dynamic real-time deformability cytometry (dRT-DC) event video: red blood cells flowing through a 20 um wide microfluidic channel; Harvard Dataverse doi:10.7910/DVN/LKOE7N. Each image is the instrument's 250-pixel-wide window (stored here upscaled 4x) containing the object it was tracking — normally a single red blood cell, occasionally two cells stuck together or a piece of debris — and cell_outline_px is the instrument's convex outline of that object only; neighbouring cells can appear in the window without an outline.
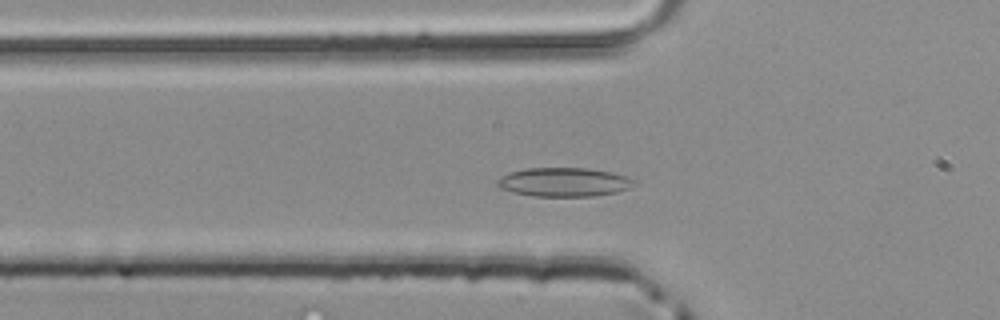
{"species": "common noctule bat (a hibernating species)", "species_latin": "Nyctalus noctula", "temperature_condition": "room temperature", "stored_images_in_passage": 35, "segment_of_instrument_passage": [1, 2], "camera_frame_rate_fps": 3000, "um_per_image_px": 0.085, "animal": {"sex": "male", "body_mass_g": 20.4}, "frame": {"image": 1, "passage_image": 2, "time_ms": 0.333, "image_size_px": [1000, 320], "cell_outline_px": [[636, 184], [628, 188], [616, 192], [592, 196], [532, 196], [512, 192], [500, 188], [496, 184], [496, 180], [500, 176], [512, 172], [528, 168], [588, 168], [628, 176], [636, 180]], "centroid_in_image_um": [47.93, 15.48], "position_along_channel_um": 77.9, "area_um2": 23.0}}
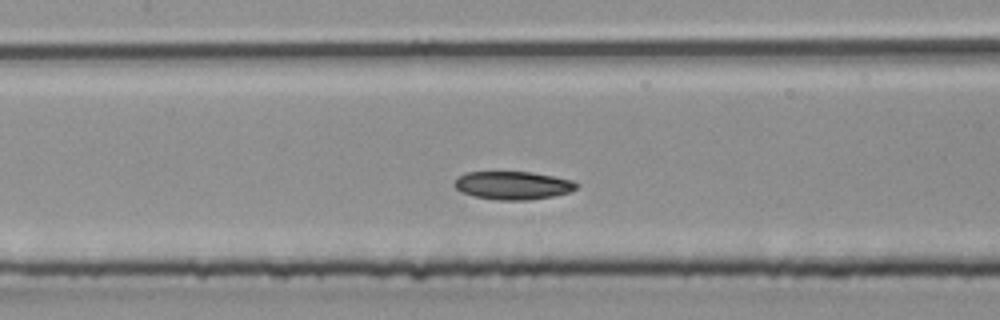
{"frame": {"image": 2, "passage_image": 8, "time_ms": 2.333, "image_size_px": [1000, 320], "cell_outline_px": [[580, 188], [572, 192], [552, 196], [528, 200], [500, 200], [472, 196], [460, 192], [452, 184], [464, 172], [532, 172], [572, 180], [580, 184]], "centroid_in_image_um": [43.62, 15.76], "position_along_channel_um": 163.8, "area_um2": 20.23}}
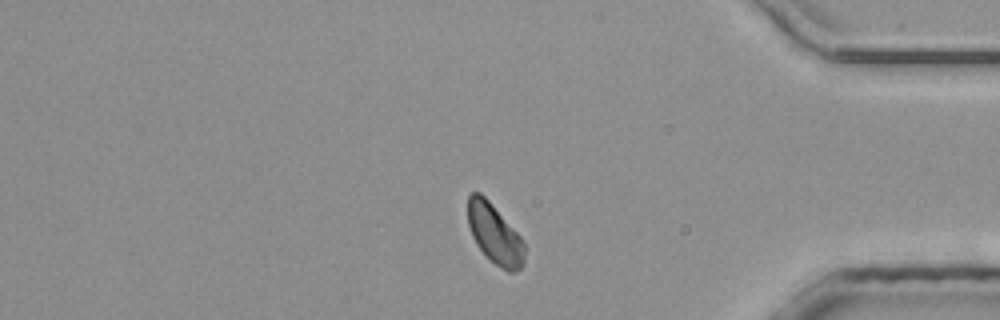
{"frame": {"image": 3, "passage_image": 26, "time_ms": 8.333, "image_size_px": [1000, 320], "cell_outline_px": [[524, 264], [516, 272], [508, 272], [496, 264], [476, 244], [472, 236], [468, 224], [468, 196], [472, 192], [480, 192], [488, 200], [520, 236], [524, 244]], "centroid_in_image_um": [42.04, 19.89], "position_along_channel_um": 393.2, "area_um2": 19.36}}